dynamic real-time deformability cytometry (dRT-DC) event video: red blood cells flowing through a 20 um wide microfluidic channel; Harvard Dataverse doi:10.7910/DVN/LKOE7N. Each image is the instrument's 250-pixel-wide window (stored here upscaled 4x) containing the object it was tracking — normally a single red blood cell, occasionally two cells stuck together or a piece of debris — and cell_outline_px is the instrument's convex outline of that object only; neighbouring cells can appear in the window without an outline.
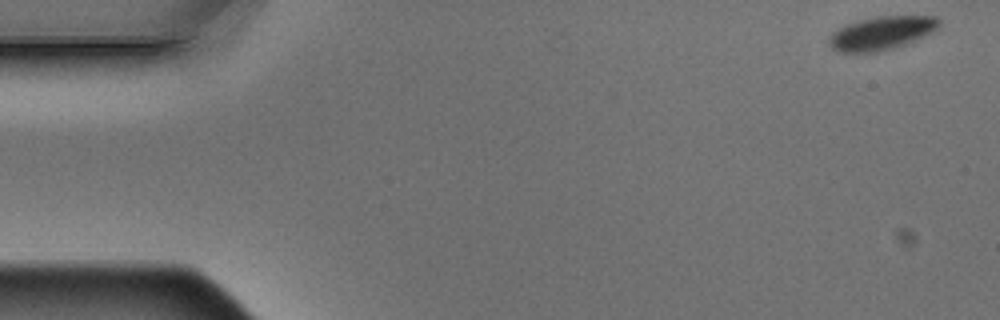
{"species": "Egyptian fruit bat (a non-hibernating species)", "species_latin": "Rousettus aegyptiacus", "temperature_condition": "warm", "stored_images_in_passage": 4, "camera_frame_rate_fps": 3000, "um_per_image_px": 0.085, "animal": {"sex": "male"}, "frame": {"image": 1, "passage_image": 1, "time_ms": 0.0, "image_size_px": [1000, 320], "cell_outline_px": [[940, 24], [932, 32], [924, 36], [904, 44], [892, 48], [876, 52], [836, 52], [828, 44], [828, 36], [836, 28], [856, 20], [876, 16], [936, 16], [940, 20]], "centroid_in_image_um": [74.86, 2.8], "position_along_channel_um": 10.1, "area_um2": 21.56}}